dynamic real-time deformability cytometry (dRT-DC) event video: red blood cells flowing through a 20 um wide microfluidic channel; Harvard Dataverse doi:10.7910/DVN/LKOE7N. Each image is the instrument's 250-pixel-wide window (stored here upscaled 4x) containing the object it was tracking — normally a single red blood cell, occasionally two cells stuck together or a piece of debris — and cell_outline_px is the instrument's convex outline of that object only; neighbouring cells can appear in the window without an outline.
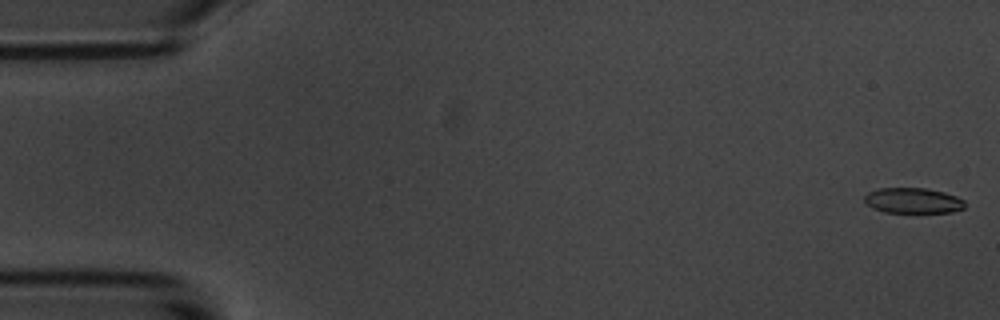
{"species": "common noctule bat (a hibernating species)", "species_latin": "Nyctalus noctula", "temperature_condition": "room temperature", "stored_images_in_passage": 51, "camera_frame_rate_fps": 3000, "um_per_image_px": 0.085, "animal": {"sex": "male", "body_mass_g": 20.1, "forearm_length_mm": 53.5}, "frame": {"image": 1, "passage_image": 1, "time_ms": 0.0, "image_size_px": [1000, 320], "cell_outline_px": [[964, 208], [952, 212], [884, 212], [872, 208], [864, 200], [864, 196], [868, 192], [880, 188], [924, 188], [944, 192], [956, 196], [964, 200]], "centroid_in_image_um": [77.59, 17.05], "position_along_channel_um": 7.4, "area_um2": 14.8}}
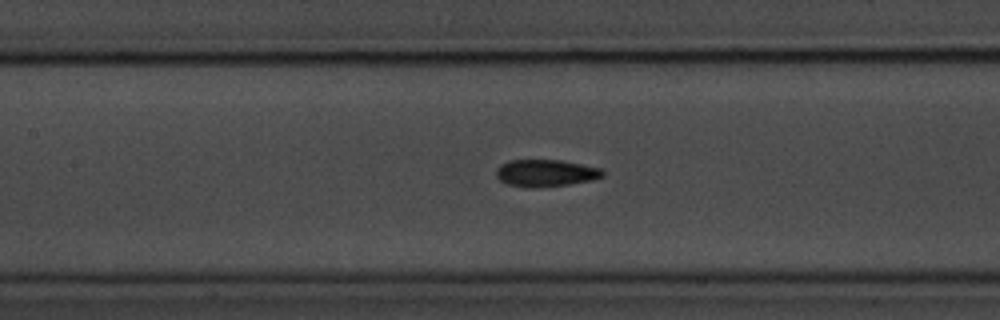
{"frame": {"image": 2, "passage_image": 25, "time_ms": 8.0, "image_size_px": [1000, 320], "cell_outline_px": [[604, 176], [592, 180], [568, 184], [536, 188], [508, 184], [500, 180], [496, 176], [496, 168], [500, 164], [508, 160], [560, 160], [600, 168], [604, 172]], "centroid_in_image_um": [46.36, 14.7], "position_along_channel_um": 161.0, "area_um2": 16.7}}
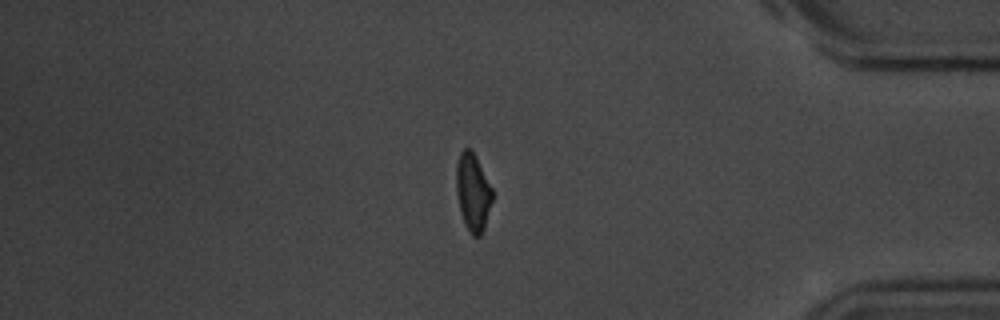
{"frame": {"image": 3, "passage_image": 47, "time_ms": 15.333, "image_size_px": [1000, 320], "cell_outline_px": [[492, 200], [484, 228], [480, 236], [472, 236], [464, 224], [460, 212], [456, 192], [456, 168], [460, 152], [464, 148], [472, 148], [492, 188]], "centroid_in_image_um": [40.18, 16.33], "position_along_channel_um": 395.0, "area_um2": 16.36}, "authors_computed_cell_mechanics": {"area_um2": 16.5308, "velocity_mm_per_s": 3.6019, "shape_relaxation_time_tau1_ms": 3.6848, "shape_relaxation_time_tau2_ms": 1.6807, "deformation_change_tau1": 0.1458, "deformation_change_tau2": 0.0584}}